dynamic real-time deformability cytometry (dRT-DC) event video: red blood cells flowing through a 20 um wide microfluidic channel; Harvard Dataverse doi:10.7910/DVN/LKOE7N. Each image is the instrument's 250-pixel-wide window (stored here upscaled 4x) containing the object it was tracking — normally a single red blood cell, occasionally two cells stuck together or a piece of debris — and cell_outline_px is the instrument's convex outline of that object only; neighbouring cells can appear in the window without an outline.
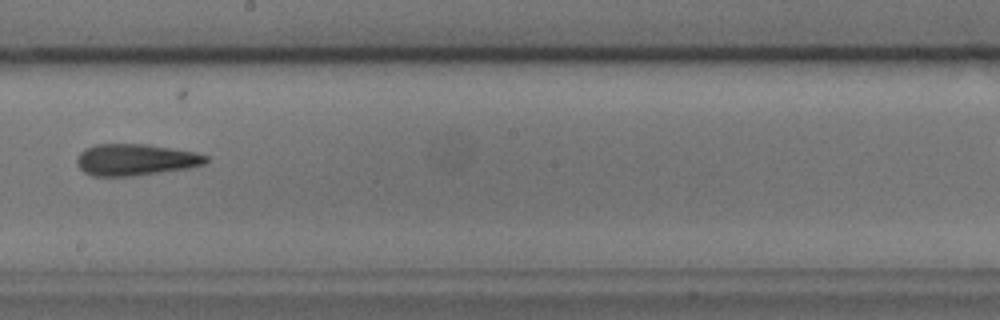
{"species": "common noctule bat (a hibernating species)", "species_latin": "Nyctalus noctula", "temperature_condition": "cold", "stored_images_in_passage": 7, "camera_frame_rate_fps": 3000, "um_per_image_px": 0.085, "animal": {"sex": "male", "body_mass_g": 17.9, "forearm_length_mm": 54.2}, "frame": {"image": 1, "passage_image": 6, "time_ms": 1.667, "image_size_px": [1000, 320], "cell_outline_px": [[208, 160], [204, 164], [188, 168], [132, 176], [92, 176], [84, 172], [76, 164], [76, 160], [80, 152], [84, 148], [96, 144], [144, 144], [196, 152], [208, 156]], "centroid_in_image_um": [11.48, 13.57], "position_along_channel_um": 236.7, "area_um2": 23.7}}